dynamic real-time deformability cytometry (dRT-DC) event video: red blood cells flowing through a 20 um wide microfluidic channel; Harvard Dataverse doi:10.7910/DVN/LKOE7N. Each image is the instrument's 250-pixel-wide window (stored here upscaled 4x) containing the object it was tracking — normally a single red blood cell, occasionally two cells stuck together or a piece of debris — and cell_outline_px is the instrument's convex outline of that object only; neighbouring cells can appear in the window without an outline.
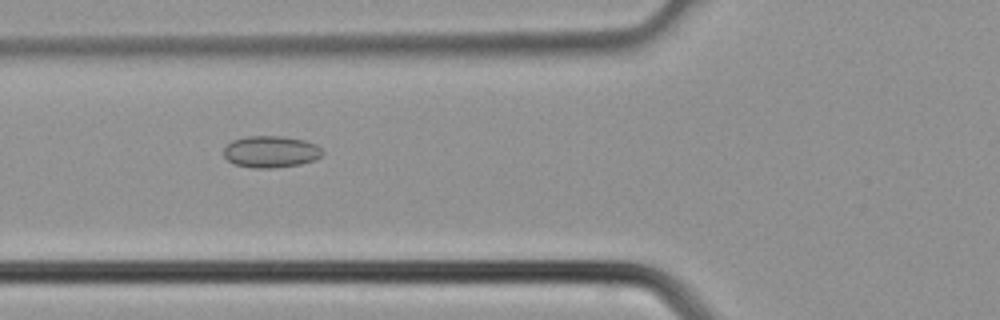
{"species": "common noctule bat (a hibernating species)", "species_latin": "Nyctalus noctula", "temperature_condition": "cold", "stored_images_in_passage": 37, "camera_frame_rate_fps": 3000, "um_per_image_px": 0.085, "animal": {"sex": "male", "body_mass_g": 21.5, "forearm_length_mm": 52.0}, "frame": {"image": 1, "passage_image": 13, "time_ms": 4.0, "image_size_px": [1000, 320], "cell_outline_px": [[324, 152], [316, 160], [300, 164], [276, 168], [252, 168], [232, 164], [224, 156], [224, 148], [232, 140], [248, 136], [280, 136], [304, 140], [316, 144]], "centroid_in_image_um": [23.01, 12.91], "position_along_channel_um": 102.8, "area_um2": 18.38}}
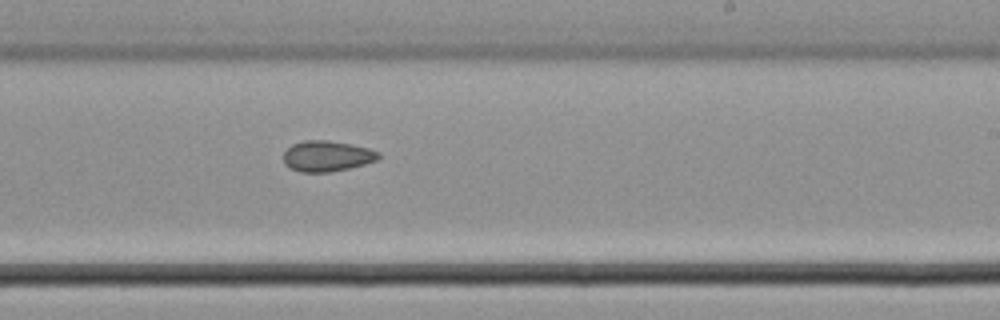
{"frame": {"image": 2, "passage_image": 22, "time_ms": 7.0, "image_size_px": [1000, 320], "cell_outline_px": [[380, 156], [376, 160], [364, 164], [348, 168], [328, 172], [300, 172], [284, 164], [284, 152], [292, 144], [304, 140], [324, 140], [352, 144], [368, 148], [380, 152]], "centroid_in_image_um": [27.78, 13.26], "position_along_channel_um": 261.2, "area_um2": 16.88}}
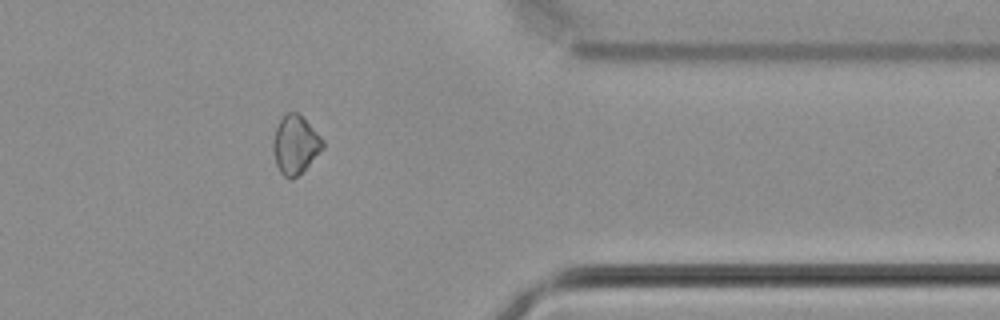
{"frame": {"image": 3, "passage_image": 30, "time_ms": 9.667, "image_size_px": [1000, 320], "cell_outline_px": [[324, 148], [292, 180], [288, 180], [280, 172], [276, 164], [272, 148], [272, 140], [276, 128], [280, 120], [288, 112], [296, 112], [324, 140]], "centroid_in_image_um": [25.07, 12.32], "position_along_channel_um": 386.3, "area_um2": 16.53}}